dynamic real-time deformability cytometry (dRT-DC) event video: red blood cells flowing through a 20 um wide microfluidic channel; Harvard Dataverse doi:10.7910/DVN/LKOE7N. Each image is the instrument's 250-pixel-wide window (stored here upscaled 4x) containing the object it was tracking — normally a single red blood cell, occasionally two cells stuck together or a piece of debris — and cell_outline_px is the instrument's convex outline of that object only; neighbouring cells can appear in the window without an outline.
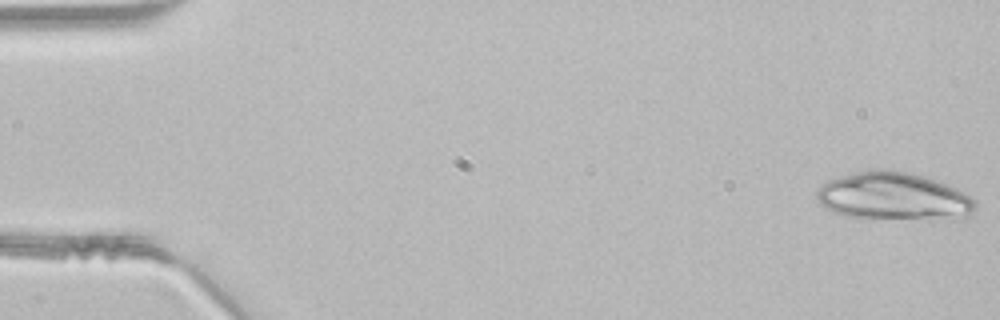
{"species": "common noctule bat (a hibernating species)", "species_latin": "Nyctalus noctula", "temperature_condition": "room temperature", "stored_images_in_passage": 47, "camera_frame_rate_fps": 3000, "um_per_image_px": 0.085, "animal": {"sex": "male", "body_mass_g": 21.5, "forearm_length_mm": 52.0}, "frame": {"image": 1, "passage_image": 1, "time_ms": 0.0, "image_size_px": [1000, 320], "cell_outline_px": [[976, 208], [972, 216], [964, 220], [848, 216], [832, 212], [820, 204], [816, 196], [816, 192], [828, 180], [856, 172], [872, 168], [884, 168], [908, 172], [924, 176], [936, 180], [956, 188], [972, 196], [976, 200]], "centroid_in_image_um": [76.05, 16.69], "position_along_channel_um": 9.0, "area_um2": 44.51}}
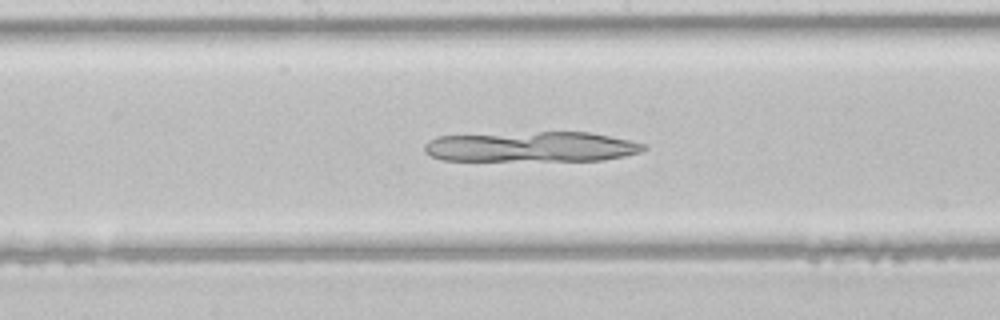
{"frame": {"image": 2, "passage_image": 24, "time_ms": 7.667, "image_size_px": [1000, 320], "cell_outline_px": [[648, 148], [640, 152], [624, 156], [604, 160], [440, 160], [424, 152], [424, 144], [428, 140], [436, 136], [540, 132], [588, 132], [628, 140], [644, 144]], "centroid_in_image_um": [45.14, 12.48], "position_along_channel_um": 203.1, "area_um2": 38.44}}
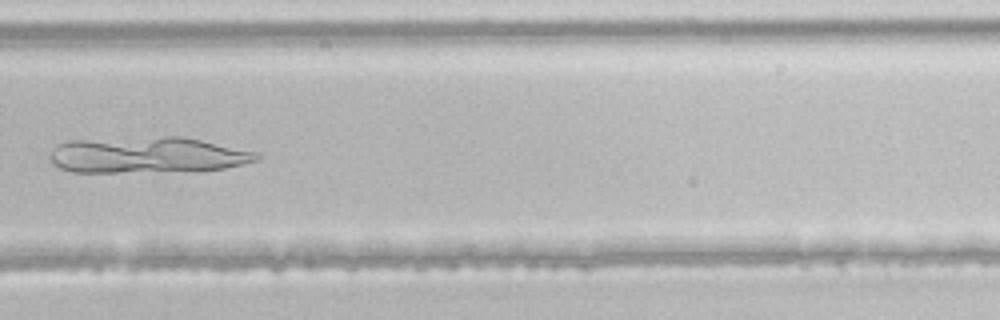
{"frame": {"image": 3, "passage_image": 32, "time_ms": 10.333, "image_size_px": [1000, 320], "cell_outline_px": [[260, 160], [224, 168], [116, 172], [72, 172], [60, 168], [52, 164], [48, 156], [52, 148], [68, 140], [164, 136], [180, 136], [260, 152]], "centroid_in_image_um": [12.48, 13.15], "position_along_channel_um": 317.3, "area_um2": 43.23}}